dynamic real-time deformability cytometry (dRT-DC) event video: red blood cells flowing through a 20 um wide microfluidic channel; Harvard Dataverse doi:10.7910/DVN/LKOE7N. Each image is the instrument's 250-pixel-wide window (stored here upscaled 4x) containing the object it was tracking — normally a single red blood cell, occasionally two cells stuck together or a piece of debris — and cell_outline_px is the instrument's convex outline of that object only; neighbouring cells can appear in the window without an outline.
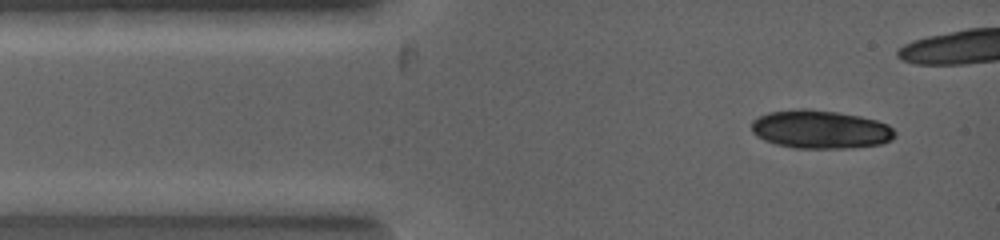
{"species": "common noctule bat (a hibernating species)", "species_latin": "Nyctalus noctula", "temperature_condition": "warm", "stored_images_in_passage": 4, "camera_frame_rate_fps": 5000, "um_per_image_px": 0.085, "animal": {"sex": "female", "body_mass_g": 19.0, "forearm_length_mm": 53.3}, "frame": {"image": 1, "passage_image": 2, "time_ms": 0.4, "image_size_px": [1000, 240], "cell_outline_px": [[896, 136], [892, 140], [880, 144], [852, 148], [796, 148], [776, 144], [764, 140], [756, 136], [752, 132], [752, 120], [768, 112], [800, 108], [808, 108], [836, 112], [860, 116], [876, 120], [888, 124], [896, 132]], "centroid_in_image_um": [69.74, 11.0], "position_along_channel_um": 15.3, "area_um2": 32.25}}